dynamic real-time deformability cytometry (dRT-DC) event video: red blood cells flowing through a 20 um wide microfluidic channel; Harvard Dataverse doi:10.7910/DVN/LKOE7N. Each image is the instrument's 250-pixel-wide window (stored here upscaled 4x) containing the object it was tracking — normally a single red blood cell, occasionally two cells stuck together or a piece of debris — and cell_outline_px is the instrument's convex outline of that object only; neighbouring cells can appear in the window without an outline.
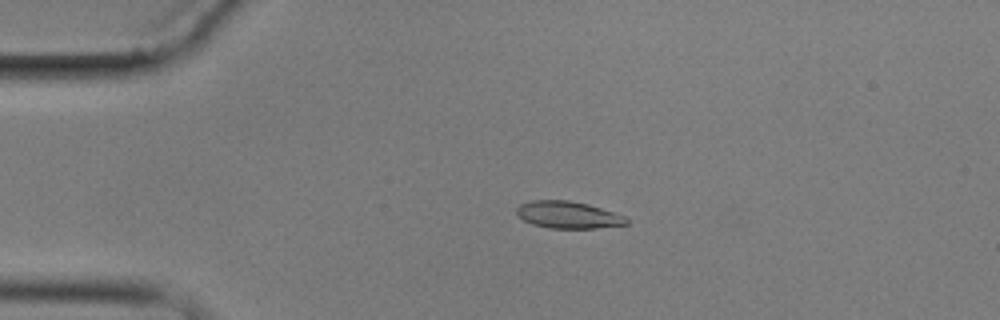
{"species": "common noctule bat (a hibernating species)", "species_latin": "Nyctalus noctula", "temperature_condition": "cold", "stored_images_in_passage": 5, "camera_frame_rate_fps": 3000, "um_per_image_px": 0.085, "animal": {"sex": "male", "body_mass_g": 17.9}, "frame": {"image": 1, "passage_image": 4, "time_ms": 3.667, "image_size_px": [1000, 320], "cell_outline_px": [[628, 224], [596, 228], [548, 228], [532, 224], [524, 220], [516, 212], [516, 208], [520, 204], [532, 200], [568, 200], [588, 204], [624, 216], [628, 220]], "centroid_in_image_um": [48.26, 18.26], "position_along_channel_um": 36.7, "area_um2": 17.17}}